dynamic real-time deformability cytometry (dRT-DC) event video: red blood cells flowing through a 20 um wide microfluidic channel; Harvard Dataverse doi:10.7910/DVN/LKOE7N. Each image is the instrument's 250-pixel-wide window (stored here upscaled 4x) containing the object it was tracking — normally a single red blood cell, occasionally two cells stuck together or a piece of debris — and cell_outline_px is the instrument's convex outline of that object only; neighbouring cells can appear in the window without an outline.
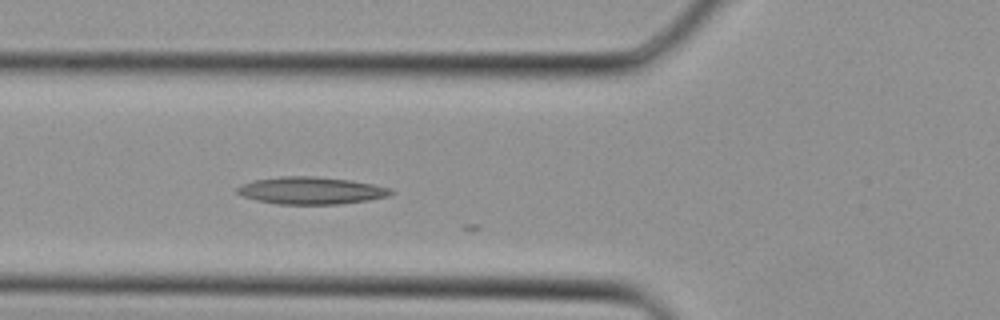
{"species": "Egyptian fruit bat (a non-hibernating species)", "species_latin": "Rousettus aegyptiacus", "temperature_condition": "cold", "stored_images_in_passage": 13, "camera_frame_rate_fps": 3000, "um_per_image_px": 0.085, "animal": {"sex": "female"}, "frame": {"image": 1, "passage_image": 8, "time_ms": 2.333, "image_size_px": [1000, 320], "cell_outline_px": [[396, 192], [388, 196], [368, 200], [336, 204], [276, 204], [256, 200], [244, 196], [236, 192], [236, 188], [240, 184], [252, 180], [280, 176], [312, 176], [348, 180], [372, 184], [388, 188]], "centroid_in_image_um": [26.38, 16.19], "position_along_channel_um": 99.4, "area_um2": 24.33}}
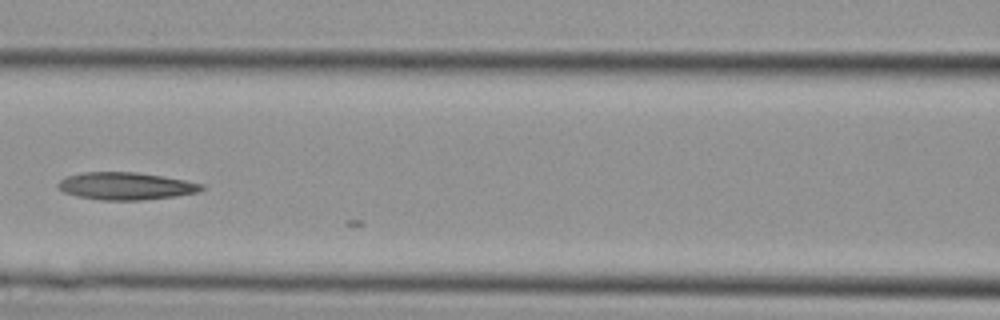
{"frame": {"image": 2, "passage_image": 11, "time_ms": 3.333, "image_size_px": [1000, 320], "cell_outline_px": [[204, 188], [200, 192], [176, 196], [140, 200], [100, 200], [76, 196], [64, 192], [56, 184], [64, 176], [84, 172], [136, 172], [164, 176], [204, 184]], "centroid_in_image_um": [10.69, 15.81], "position_along_channel_um": 155.9, "area_um2": 23.06}}